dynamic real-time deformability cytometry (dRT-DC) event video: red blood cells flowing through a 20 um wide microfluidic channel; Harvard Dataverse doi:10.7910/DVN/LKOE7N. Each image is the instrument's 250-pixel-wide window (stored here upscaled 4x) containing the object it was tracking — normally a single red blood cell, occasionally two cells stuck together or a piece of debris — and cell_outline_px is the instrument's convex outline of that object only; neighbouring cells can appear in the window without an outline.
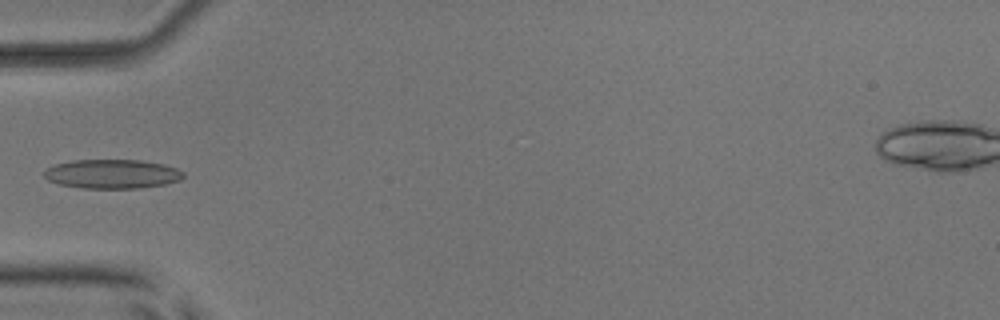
{"species": "common noctule bat (a hibernating species)", "species_latin": "Nyctalus noctula", "temperature_condition": "room temperature", "stored_images_in_passage": 6, "camera_frame_rate_fps": 3000, "um_per_image_px": 0.085, "animal": {"sex": "male", "body_mass_g": 17.9, "forearm_length_mm": 54.2}, "frame": {"image": 1, "passage_image": 6, "time_ms": 5.667, "image_size_px": [1000, 320], "cell_outline_px": [[184, 176], [180, 180], [164, 184], [140, 188], [80, 188], [60, 184], [48, 180], [44, 176], [44, 172], [48, 168], [56, 164], [72, 160], [140, 160], [164, 164], [176, 168], [184, 172]], "centroid_in_image_um": [9.55, 14.78], "position_along_channel_um": 75.5, "area_um2": 23.58}}